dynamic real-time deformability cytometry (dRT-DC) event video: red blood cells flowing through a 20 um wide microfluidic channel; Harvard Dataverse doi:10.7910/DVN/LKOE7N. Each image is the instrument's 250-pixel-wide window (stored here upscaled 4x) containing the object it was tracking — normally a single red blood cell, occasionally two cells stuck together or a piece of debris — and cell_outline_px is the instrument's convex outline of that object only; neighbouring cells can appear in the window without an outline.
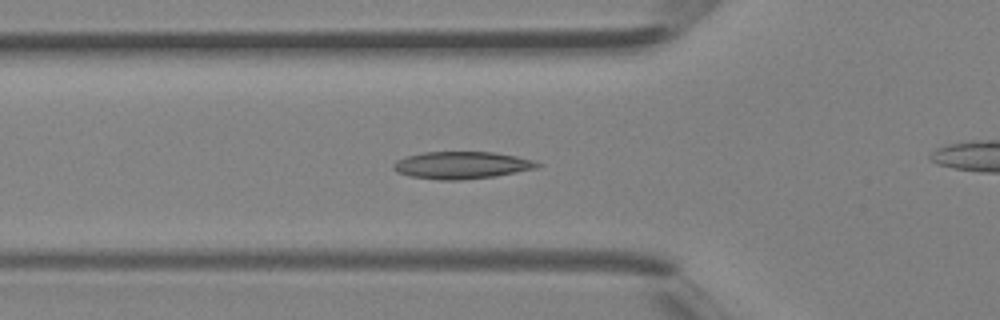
{"species": "Egyptian fruit bat (a non-hibernating species)", "species_latin": "Rousettus aegyptiacus", "temperature_condition": "room temperature", "stored_images_in_passage": 36, "camera_frame_rate_fps": 3000, "um_per_image_px": 0.085, "animal": {"sex": "female"}, "frame": {"image": 1, "passage_image": 13, "time_ms": 4.0, "image_size_px": [1000, 320], "cell_outline_px": [[540, 164], [536, 168], [516, 172], [492, 176], [460, 180], [440, 180], [408, 176], [396, 172], [392, 168], [392, 164], [396, 160], [408, 156], [424, 152], [492, 152], [516, 156], [536, 160]], "centroid_in_image_um": [39.2, 14.04], "position_along_channel_um": 86.6, "area_um2": 22.77}}
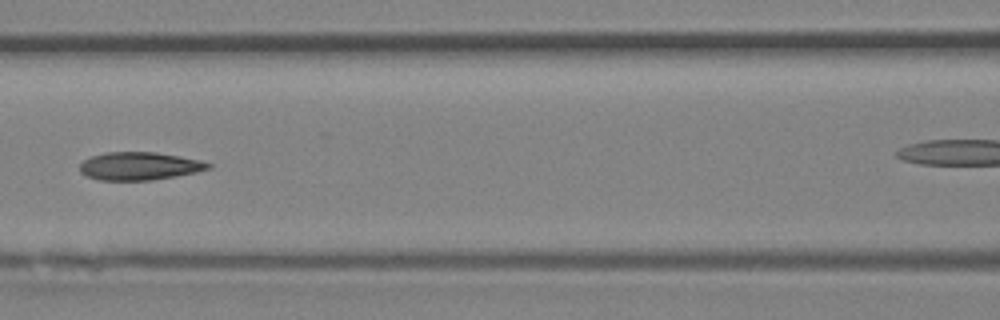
{"frame": {"image": 2, "passage_image": 17, "time_ms": 5.333, "image_size_px": [1000, 320], "cell_outline_px": [[212, 168], [196, 172], [176, 176], [152, 180], [100, 180], [88, 176], [80, 172], [80, 164], [84, 160], [92, 156], [108, 152], [156, 152], [200, 160], [212, 164]], "centroid_in_image_um": [11.87, 14.12], "position_along_channel_um": 154.7, "area_um2": 20.81}}
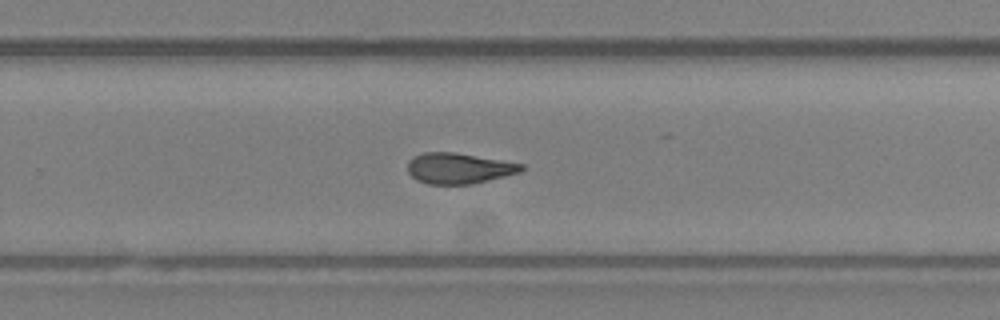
{"frame": {"image": 3, "passage_image": 25, "time_ms": 8.0, "image_size_px": [1000, 320], "cell_outline_px": [[528, 168], [520, 172], [472, 184], [428, 184], [416, 180], [408, 172], [408, 160], [412, 156], [424, 152], [452, 152], [524, 164]], "centroid_in_image_um": [38.99, 14.3], "position_along_channel_um": 290.8, "area_um2": 20.35}}